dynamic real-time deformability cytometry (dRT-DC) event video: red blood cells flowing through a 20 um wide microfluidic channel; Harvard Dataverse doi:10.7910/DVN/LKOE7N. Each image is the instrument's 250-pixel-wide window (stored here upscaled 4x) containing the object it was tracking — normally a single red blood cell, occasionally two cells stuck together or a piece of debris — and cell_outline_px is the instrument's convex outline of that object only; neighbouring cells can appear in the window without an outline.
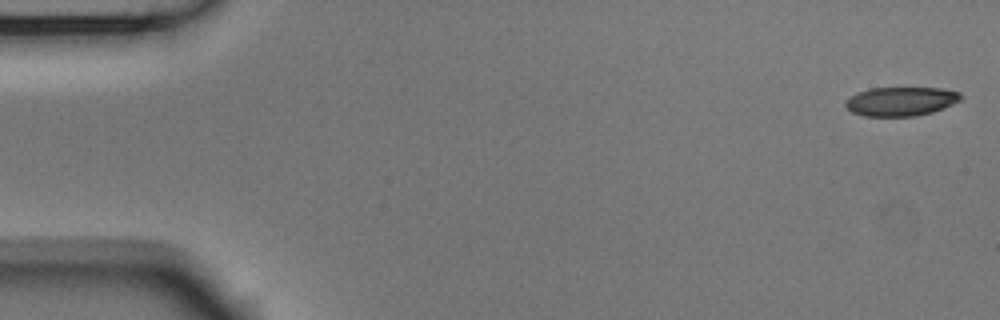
{"species": "Egyptian fruit bat (a non-hibernating species)", "species_latin": "Rousettus aegyptiacus", "temperature_condition": "room temperature", "stored_images_in_passage": 53, "camera_frame_rate_fps": 3000, "um_per_image_px": 0.085, "animal": {"sex": "male"}, "frame": {"image": 1, "passage_image": 1, "time_ms": 0.0, "image_size_px": [1000, 320], "cell_outline_px": [[964, 96], [960, 100], [952, 104], [932, 112], [916, 116], [864, 116], [852, 112], [844, 104], [856, 92], [868, 88], [940, 88], [960, 92]], "centroid_in_image_um": [76.59, 8.61], "position_along_channel_um": 8.4, "area_um2": 19.42}}
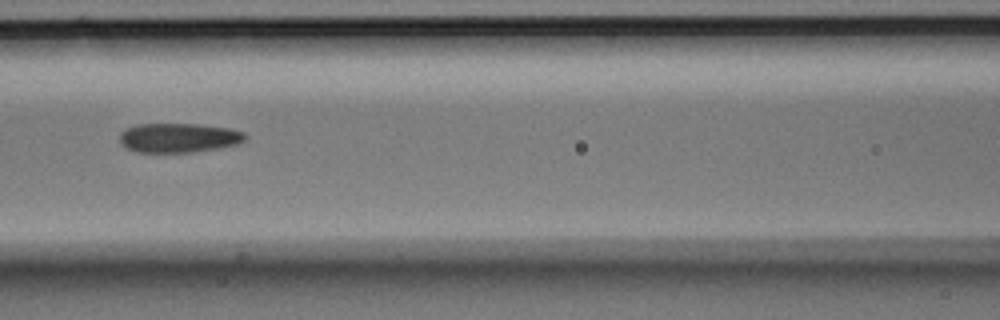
{"frame": {"image": 2, "passage_image": 23, "time_ms": 7.333, "image_size_px": [1000, 320], "cell_outline_px": [[248, 140], [240, 144], [192, 152], [140, 152], [128, 148], [120, 140], [120, 132], [136, 124], [196, 124], [228, 128], [244, 132], [248, 136]], "centroid_in_image_um": [15.26, 11.7], "position_along_channel_um": 151.3, "area_um2": 21.39}}
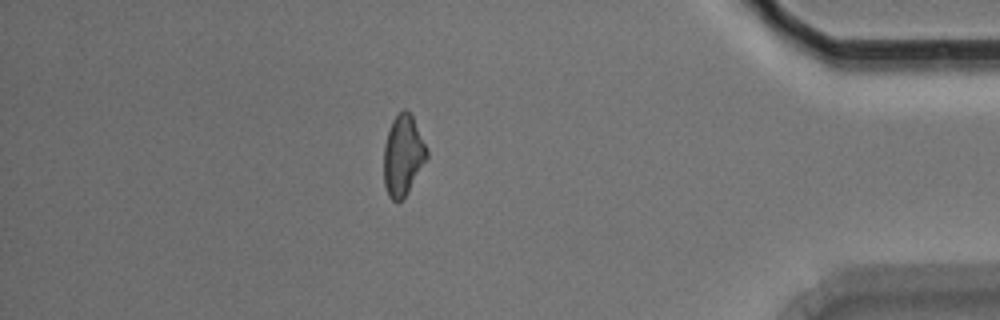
{"frame": {"image": 3, "passage_image": 46, "time_ms": 15.0, "image_size_px": [1000, 320], "cell_outline_px": [[428, 160], [404, 200], [396, 204], [388, 196], [384, 184], [384, 144], [392, 120], [404, 108], [412, 116], [428, 148]], "centroid_in_image_um": [34.28, 13.29], "position_along_channel_um": 400.9, "area_um2": 20.69}, "authors_computed_cell_mechanics": {"area_um2": 21.2704, "velocity_mm_per_s": 3.7625, "shape_relaxation_time_tau1_ms": null, "shape_relaxation_time_tau2_ms": 7.4745, "deformation_change_tau1": null, "deformation_change_tau2": 0.1687}}